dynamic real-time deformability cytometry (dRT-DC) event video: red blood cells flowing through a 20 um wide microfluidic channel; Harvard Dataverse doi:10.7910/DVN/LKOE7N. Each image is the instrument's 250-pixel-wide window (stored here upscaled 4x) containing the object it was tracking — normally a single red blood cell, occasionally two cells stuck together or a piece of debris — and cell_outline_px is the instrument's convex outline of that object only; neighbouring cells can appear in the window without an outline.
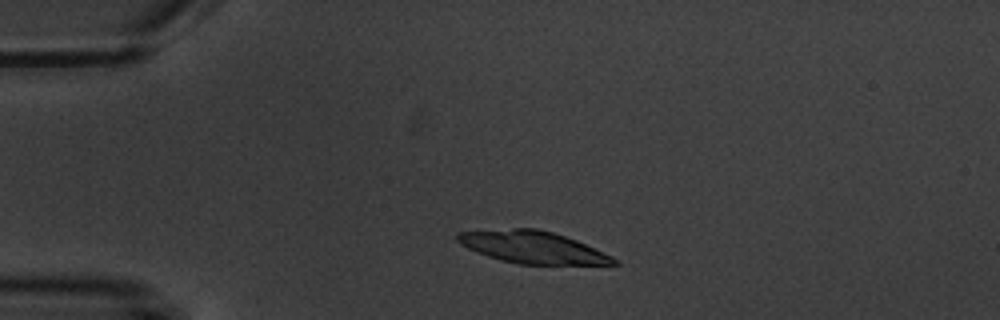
{"species": "common noctule bat (a hibernating species)", "species_latin": "Nyctalus noctula", "temperature_condition": "warm", "stored_images_in_passage": 3, "camera_frame_rate_fps": 3000, "um_per_image_px": 0.085, "animal": {"sex": "male", "body_mass_g": 20.1, "forearm_length_mm": 53.5}, "frame": {"image": 1, "passage_image": 2, "time_ms": 1.0, "image_size_px": [1000, 320], "cell_outline_px": [[620, 264], [516, 264], [500, 260], [476, 252], [460, 244], [456, 240], [456, 232], [512, 228], [536, 228], [552, 232], [576, 240], [612, 256]], "centroid_in_image_um": [45.21, 21.01], "position_along_channel_um": 39.8, "area_um2": 29.07}}